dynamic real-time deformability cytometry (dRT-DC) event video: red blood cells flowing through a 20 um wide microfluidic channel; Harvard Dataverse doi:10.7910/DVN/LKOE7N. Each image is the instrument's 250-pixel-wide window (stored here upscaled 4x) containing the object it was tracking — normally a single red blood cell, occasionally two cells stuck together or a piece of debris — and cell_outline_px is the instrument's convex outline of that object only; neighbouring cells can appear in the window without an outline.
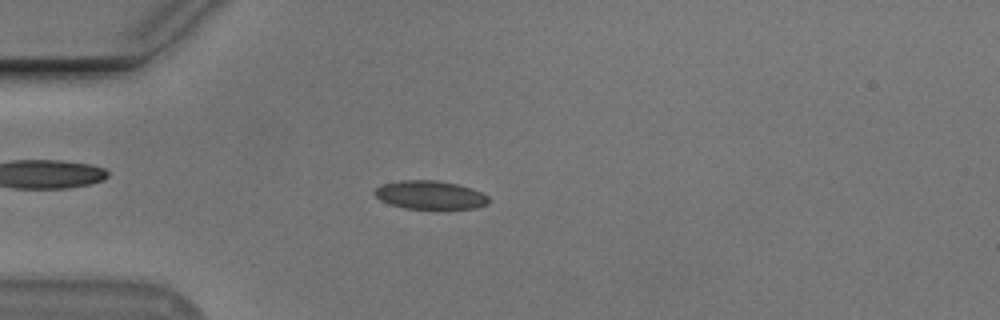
{"species": "Egyptian fruit bat (a non-hibernating species)", "species_latin": "Rousettus aegyptiacus", "temperature_condition": "cold", "stored_images_in_passage": 55, "camera_frame_rate_fps": 3000, "um_per_image_px": 0.085, "animal": {"sex": "male"}, "frame": {"image": 1, "passage_image": 15, "time_ms": 4.667, "image_size_px": [1000, 320], "cell_outline_px": [[488, 204], [476, 208], [440, 212], [404, 208], [388, 204], [380, 200], [372, 192], [380, 184], [400, 180], [436, 180], [456, 184], [480, 192], [488, 196]], "centroid_in_image_um": [36.53, 16.63], "position_along_channel_um": 48.5, "area_um2": 19.83}}
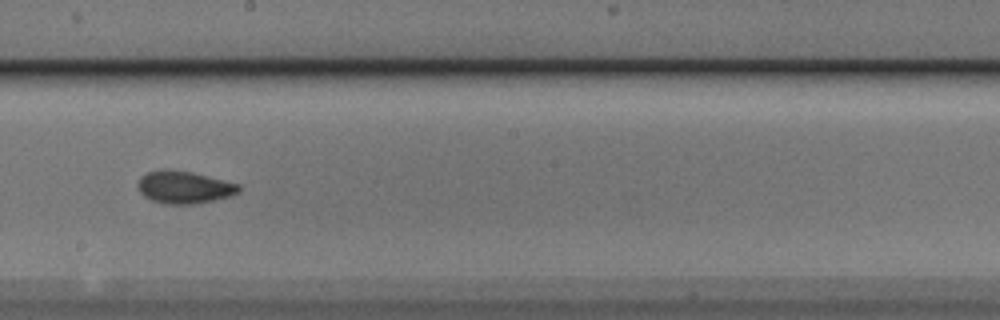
{"frame": {"image": 2, "passage_image": 31, "time_ms": 10.0, "image_size_px": [1000, 320], "cell_outline_px": [[240, 192], [232, 196], [192, 204], [164, 204], [152, 200], [144, 196], [140, 192], [140, 176], [148, 172], [164, 168], [188, 172], [240, 184]], "centroid_in_image_um": [15.67, 15.92], "position_along_channel_um": 232.5, "area_um2": 18.79}}
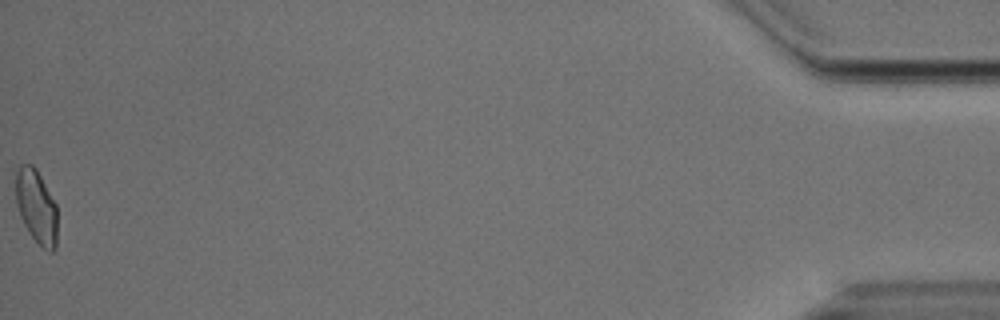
{"frame": {"image": 3, "passage_image": 55, "time_ms": 18.0, "image_size_px": [1000, 320], "cell_outline_px": [[56, 248], [52, 252], [48, 252], [28, 232], [20, 216], [16, 204], [16, 172], [20, 164], [32, 164], [36, 168], [56, 204]], "centroid_in_image_um": [3.08, 17.55], "position_along_channel_um": 432.1, "area_um2": 17.74}, "authors_computed_cell_mechanics": {"area_um2": 18.3226, "velocity_mm_per_s": 3.7459, "shape_relaxation_time_tau1_ms": 8.5427, "shape_relaxation_time_tau2_ms": 1.132, "deformation_change_tau1": 0.155, "deformation_change_tau2": 0.0513}}